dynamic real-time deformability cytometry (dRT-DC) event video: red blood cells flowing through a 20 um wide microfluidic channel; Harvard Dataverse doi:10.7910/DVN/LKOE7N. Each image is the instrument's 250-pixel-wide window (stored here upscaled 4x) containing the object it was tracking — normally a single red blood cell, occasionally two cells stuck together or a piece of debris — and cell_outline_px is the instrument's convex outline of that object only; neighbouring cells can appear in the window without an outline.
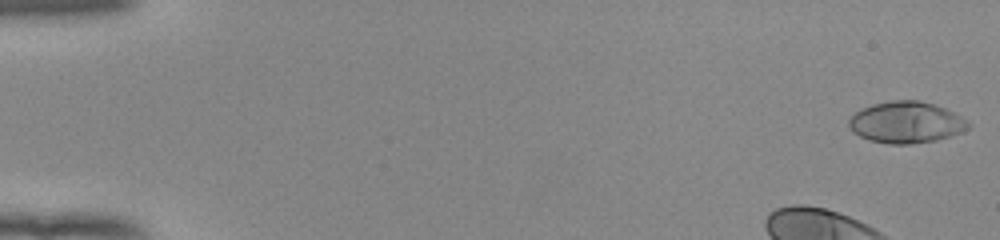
{"species": "human", "species_latin": "Homo sapiens", "temperature_condition": "room temperature", "stored_images_in_passage": 46, "camera_frame_rate_fps": 3000, "um_per_image_px": 0.085, "donor": {"sex": "female"}, "frame": {"image": 1, "passage_image": 1, "time_ms": 0.0, "image_size_px": [1000, 240], "cell_outline_px": [[972, 124], [968, 128], [960, 132], [936, 140], [908, 144], [888, 144], [868, 140], [852, 132], [848, 124], [848, 120], [856, 112], [872, 104], [892, 100], [916, 100], [932, 104], [944, 108], [968, 120]], "centroid_in_image_um": [77.0, 10.4], "position_along_channel_um": 8.0, "area_um2": 28.67}}
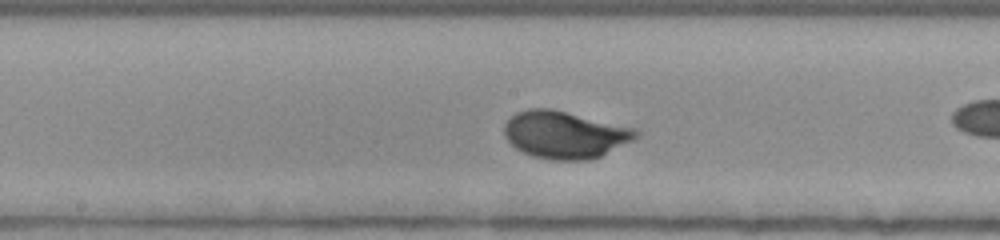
{"frame": {"image": 2, "passage_image": 26, "time_ms": 8.333, "image_size_px": [1000, 240], "cell_outline_px": [[640, 136], [600, 156], [588, 160], [552, 160], [532, 156], [516, 148], [504, 136], [504, 124], [516, 112], [528, 108], [552, 108], [636, 128], [640, 132]], "centroid_in_image_um": [48.01, 11.44], "position_along_channel_um": 200.2, "area_um2": 36.36}}
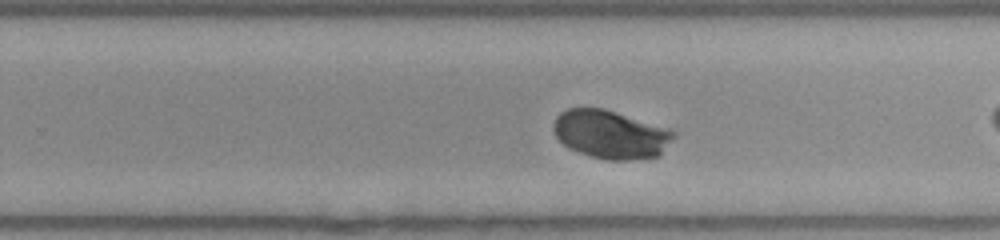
{"frame": {"image": 3, "passage_image": 32, "time_ms": 10.333, "image_size_px": [1000, 240], "cell_outline_px": [[676, 136], [660, 156], [632, 160], [608, 160], [592, 156], [568, 148], [556, 136], [552, 128], [552, 124], [556, 116], [560, 112], [568, 108], [604, 108], [676, 128]], "centroid_in_image_um": [51.99, 11.4], "position_along_channel_um": 277.8, "area_um2": 34.74}, "authors_computed_cell_mechanics": {"area_um2": 33.8708, "velocity_mm_per_s": 3.9026, "shape_relaxation_time_tau1_ms": 2.0451, "shape_relaxation_time_tau2_ms": null, "deformation_change_tau1": 0.1386, "deformation_change_tau2": null}}